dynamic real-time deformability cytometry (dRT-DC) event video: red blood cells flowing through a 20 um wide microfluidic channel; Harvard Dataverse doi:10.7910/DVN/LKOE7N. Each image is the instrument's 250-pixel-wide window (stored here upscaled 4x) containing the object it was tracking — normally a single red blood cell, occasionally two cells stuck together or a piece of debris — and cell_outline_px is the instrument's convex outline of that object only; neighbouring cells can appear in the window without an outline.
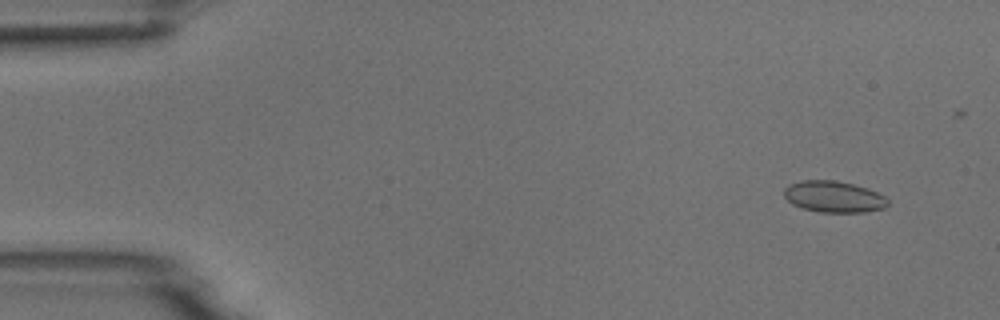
{"species": "common noctule bat (a hibernating species)", "species_latin": "Nyctalus noctula", "temperature_condition": "room temperature", "stored_images_in_passage": 6, "camera_frame_rate_fps": 3000, "um_per_image_px": 0.085, "animal": {"sex": "male", "body_mass_g": 18.8}, "frame": {"image": 1, "passage_image": 2, "time_ms": 1.0, "image_size_px": [1000, 320], "cell_outline_px": [[888, 204], [884, 208], [864, 212], [820, 212], [804, 208], [792, 204], [784, 196], [784, 188], [788, 184], [800, 180], [836, 180], [868, 188], [884, 196], [888, 200]], "centroid_in_image_um": [70.85, 16.71], "position_along_channel_um": 14.2, "area_um2": 18.96}}
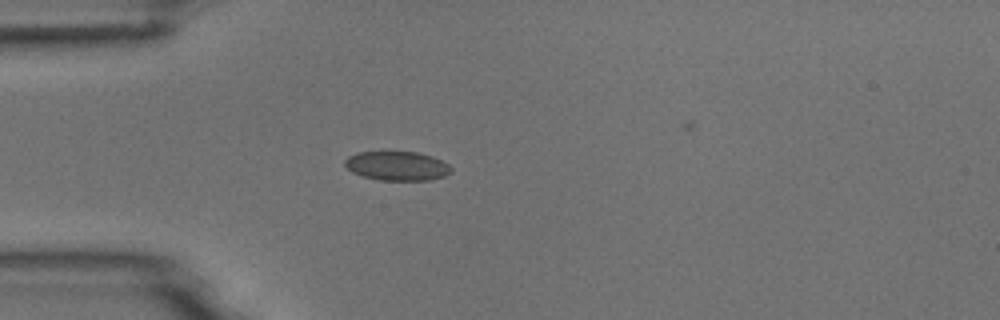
{"frame": {"image": 2, "passage_image": 5, "time_ms": 4.667, "image_size_px": [1000, 320], "cell_outline_px": [[452, 172], [444, 176], [428, 180], [380, 180], [364, 176], [352, 172], [344, 164], [344, 160], [348, 156], [356, 152], [416, 152], [432, 156], [448, 164], [452, 168]], "centroid_in_image_um": [33.75, 14.1], "position_along_channel_um": 51.3, "area_um2": 17.98}}